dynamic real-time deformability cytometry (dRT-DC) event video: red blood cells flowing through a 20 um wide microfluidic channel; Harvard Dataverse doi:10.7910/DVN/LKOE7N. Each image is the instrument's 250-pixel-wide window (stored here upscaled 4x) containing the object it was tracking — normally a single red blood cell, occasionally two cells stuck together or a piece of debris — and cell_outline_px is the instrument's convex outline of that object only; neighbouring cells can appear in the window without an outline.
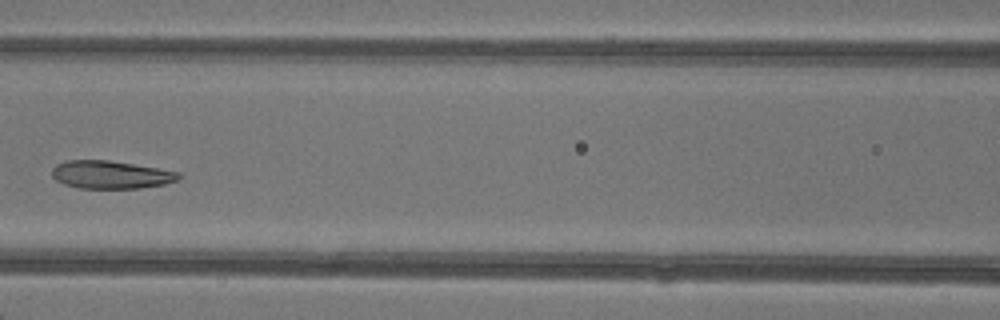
{"species": "common noctule bat (a hibernating species)", "species_latin": "Nyctalus noctula", "temperature_condition": "warm", "stored_images_in_passage": 4, "camera_frame_rate_fps": 3000, "um_per_image_px": 0.085, "animal": {"sex": "female"}, "frame": {"image": 1, "passage_image": 4, "time_ms": 4.333, "image_size_px": [1000, 320], "cell_outline_px": [[180, 176], [176, 180], [164, 184], [140, 188], [80, 188], [64, 184], [56, 180], [52, 176], [52, 168], [56, 164], [68, 160], [108, 160], [180, 172]], "centroid_in_image_um": [9.38, 14.85], "position_along_channel_um": 157.2, "area_um2": 20.4}}